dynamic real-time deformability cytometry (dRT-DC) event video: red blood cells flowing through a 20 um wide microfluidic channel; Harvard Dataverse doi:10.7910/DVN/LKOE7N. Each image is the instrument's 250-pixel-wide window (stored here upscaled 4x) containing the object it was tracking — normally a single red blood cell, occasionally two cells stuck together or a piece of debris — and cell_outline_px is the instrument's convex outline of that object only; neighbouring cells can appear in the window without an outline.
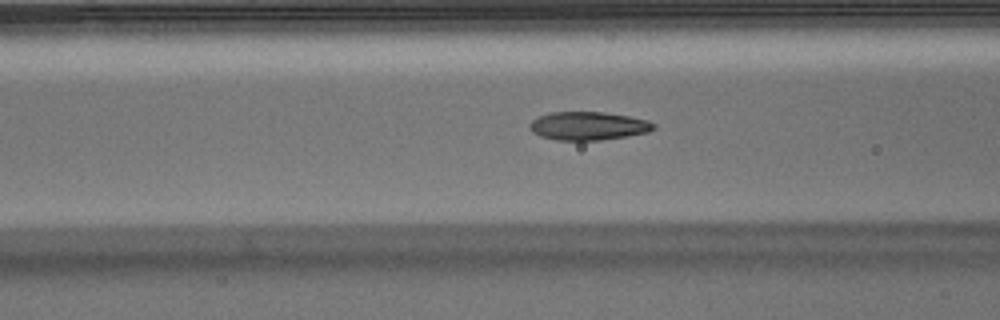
{"species": "Egyptian fruit bat (a non-hibernating species)", "species_latin": "Rousettus aegyptiacus", "temperature_condition": "warm", "stored_images_in_passage": 44, "camera_frame_rate_fps": 3000, "um_per_image_px": 0.085, "animal": {"sex": "male"}, "frame": {"image": 1, "passage_image": 17, "time_ms": 5.333, "image_size_px": [1000, 320], "cell_outline_px": [[656, 128], [648, 132], [628, 136], [600, 140], [556, 140], [540, 136], [532, 132], [528, 128], [528, 124], [532, 120], [540, 116], [552, 112], [604, 112], [628, 116], [648, 120], [656, 124]], "centroid_in_image_um": [50.0, 10.7], "position_along_channel_um": 116.6, "area_um2": 20.58}}
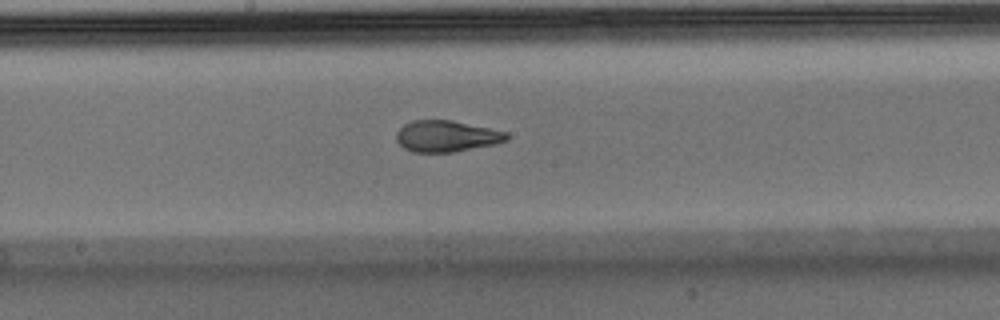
{"frame": {"image": 2, "passage_image": 24, "time_ms": 7.667, "image_size_px": [1000, 320], "cell_outline_px": [[508, 140], [496, 144], [452, 152], [412, 152], [404, 148], [396, 140], [396, 132], [404, 124], [412, 120], [452, 120], [508, 132]], "centroid_in_image_um": [37.95, 11.57], "position_along_channel_um": 210.3, "area_um2": 20.17}}
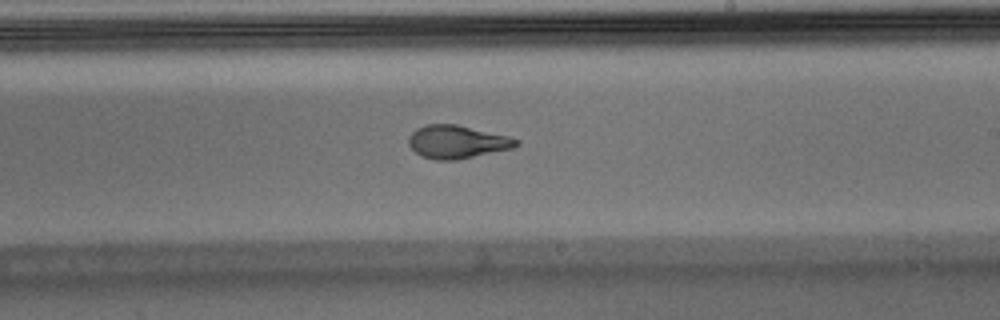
{"frame": {"image": 3, "passage_image": 27, "time_ms": 8.667, "image_size_px": [1000, 320], "cell_outline_px": [[520, 144], [512, 148], [456, 160], [436, 160], [420, 156], [408, 144], [408, 136], [416, 128], [428, 124], [456, 124], [508, 136], [520, 140]], "centroid_in_image_um": [38.83, 12.06], "position_along_channel_um": 250.2, "area_um2": 20.69}}